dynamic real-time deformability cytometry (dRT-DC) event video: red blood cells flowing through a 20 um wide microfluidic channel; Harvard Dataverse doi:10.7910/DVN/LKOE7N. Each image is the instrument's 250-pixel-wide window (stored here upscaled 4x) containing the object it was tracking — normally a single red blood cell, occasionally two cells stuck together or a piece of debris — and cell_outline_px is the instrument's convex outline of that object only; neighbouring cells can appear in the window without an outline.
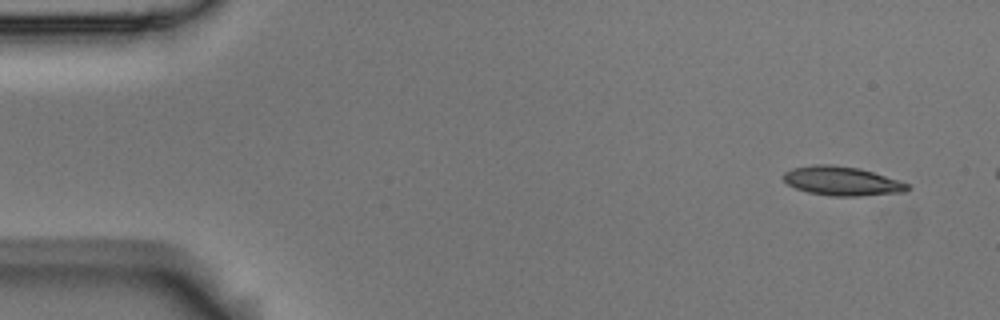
{"species": "Egyptian fruit bat (a non-hibernating species)", "species_latin": "Rousettus aegyptiacus", "temperature_condition": "room temperature", "stored_images_in_passage": 3, "camera_frame_rate_fps": 3000, "um_per_image_px": 0.085, "animal": {"sex": "male"}, "frame": {"image": 1, "passage_image": 1, "time_ms": 0.0, "image_size_px": [1000, 320], "cell_outline_px": [[912, 188], [904, 192], [860, 196], [832, 196], [808, 192], [796, 188], [788, 184], [784, 180], [784, 172], [792, 168], [812, 164], [832, 164], [860, 168], [900, 180], [908, 184]], "centroid_in_image_um": [71.59, 15.38], "position_along_channel_um": 13.4, "area_um2": 21.15}}